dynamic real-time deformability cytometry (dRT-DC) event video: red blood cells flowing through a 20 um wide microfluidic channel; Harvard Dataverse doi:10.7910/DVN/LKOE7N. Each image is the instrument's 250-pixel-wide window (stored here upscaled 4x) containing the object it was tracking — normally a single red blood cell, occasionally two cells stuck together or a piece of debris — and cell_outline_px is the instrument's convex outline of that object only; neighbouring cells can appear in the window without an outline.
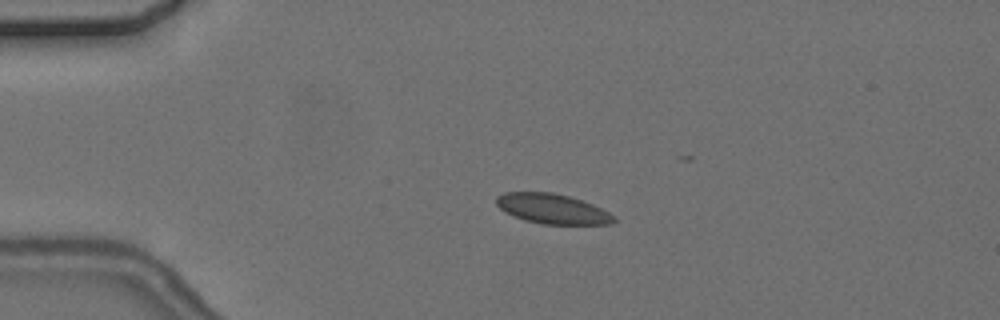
{"species": "common noctule bat (a hibernating species)", "species_latin": "Nyctalus noctula", "temperature_condition": "cold", "stored_images_in_passage": 2, "camera_frame_rate_fps": 3000, "um_per_image_px": 0.085, "animal": {"sex": "female", "body_mass_g": 24.6, "forearm_length_mm": 56.2}, "frame": {"image": 1, "passage_image": 1, "time_ms": 0.0, "image_size_px": [1000, 320], "cell_outline_px": [[616, 220], [612, 224], [544, 224], [524, 220], [504, 212], [496, 204], [496, 196], [504, 192], [552, 192], [568, 196], [592, 204], [616, 216]], "centroid_in_image_um": [46.93, 17.75], "position_along_channel_um": 38.1, "area_um2": 20.46}}